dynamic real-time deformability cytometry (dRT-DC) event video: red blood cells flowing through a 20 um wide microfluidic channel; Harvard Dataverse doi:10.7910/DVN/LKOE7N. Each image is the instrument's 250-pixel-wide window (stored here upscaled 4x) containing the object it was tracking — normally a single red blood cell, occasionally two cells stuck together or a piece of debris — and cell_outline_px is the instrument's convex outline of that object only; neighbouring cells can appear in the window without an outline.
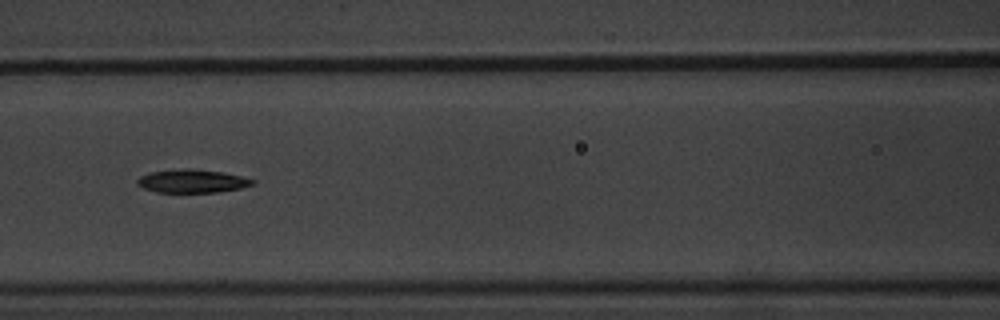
{"species": "common noctule bat (a hibernating species)", "species_latin": "Nyctalus noctula", "temperature_condition": "warm", "stored_images_in_passage": 11, "camera_frame_rate_fps": 3000, "um_per_image_px": 0.085, "animal": {"sex": "male", "body_mass_g": 20.1, "forearm_length_mm": 53.5}, "frame": {"image": 1, "passage_image": 7, "time_ms": 8.0, "image_size_px": [1000, 320], "cell_outline_px": [[256, 184], [240, 188], [216, 192], [156, 192], [144, 188], [136, 184], [136, 180], [140, 176], [152, 172], [184, 168], [188, 168], [224, 172], [256, 180]], "centroid_in_image_um": [16.35, 15.39], "position_along_channel_um": 150.3, "area_um2": 15.61}}
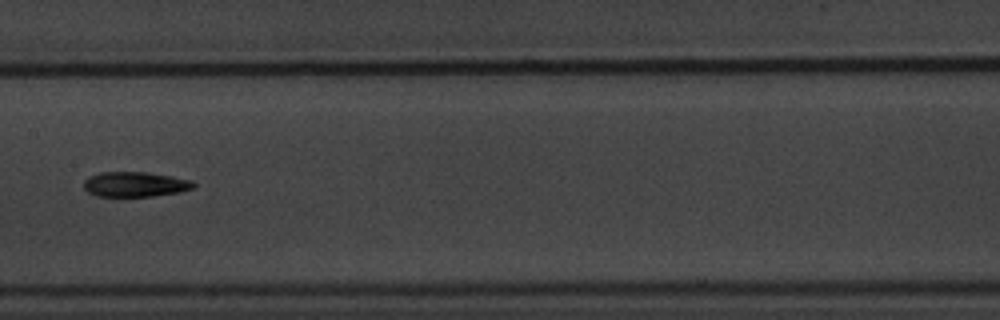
{"frame": {"image": 2, "passage_image": 8, "time_ms": 9.333, "image_size_px": [1000, 320], "cell_outline_px": [[196, 188], [180, 192], [152, 196], [96, 196], [88, 192], [84, 188], [84, 180], [88, 176], [100, 172], [148, 172], [172, 176], [192, 180], [196, 184]], "centroid_in_image_um": [11.51, 15.66], "position_along_channel_um": 195.9, "area_um2": 16.18}}